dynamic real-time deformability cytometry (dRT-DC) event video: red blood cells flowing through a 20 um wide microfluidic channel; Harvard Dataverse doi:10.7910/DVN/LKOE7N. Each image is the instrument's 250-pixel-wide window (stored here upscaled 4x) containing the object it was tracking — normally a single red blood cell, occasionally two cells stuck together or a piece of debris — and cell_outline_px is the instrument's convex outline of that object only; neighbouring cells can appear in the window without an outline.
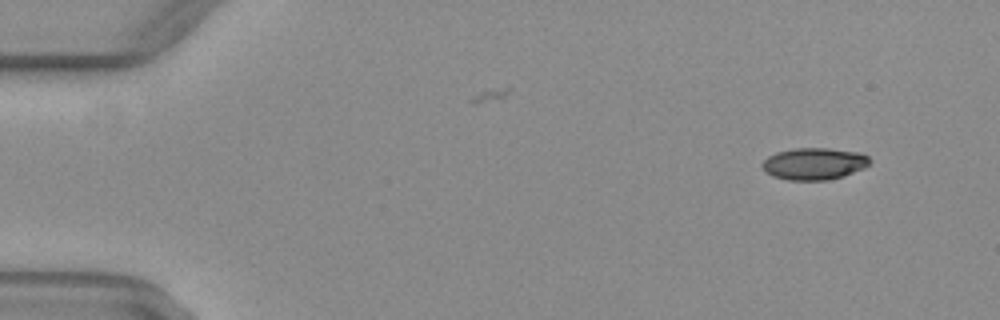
{"species": "common noctule bat (a hibernating species)", "species_latin": "Nyctalus noctula", "temperature_condition": "warm", "stored_images_in_passage": 9, "camera_frame_rate_fps": 3000, "um_per_image_px": 0.085, "animal": {"sex": "female", "body_mass_g": 29.2, "forearm_length_mm": 56.3}, "frame": {"image": 1, "passage_image": 2, "time_ms": 0.333, "image_size_px": [1000, 320], "cell_outline_px": [[868, 164], [864, 168], [844, 176], [828, 180], [788, 180], [772, 176], [760, 164], [768, 156], [776, 152], [796, 148], [828, 148], [856, 152], [868, 156]], "centroid_in_image_um": [69.17, 13.92], "position_along_channel_um": 15.8, "area_um2": 19.83}}